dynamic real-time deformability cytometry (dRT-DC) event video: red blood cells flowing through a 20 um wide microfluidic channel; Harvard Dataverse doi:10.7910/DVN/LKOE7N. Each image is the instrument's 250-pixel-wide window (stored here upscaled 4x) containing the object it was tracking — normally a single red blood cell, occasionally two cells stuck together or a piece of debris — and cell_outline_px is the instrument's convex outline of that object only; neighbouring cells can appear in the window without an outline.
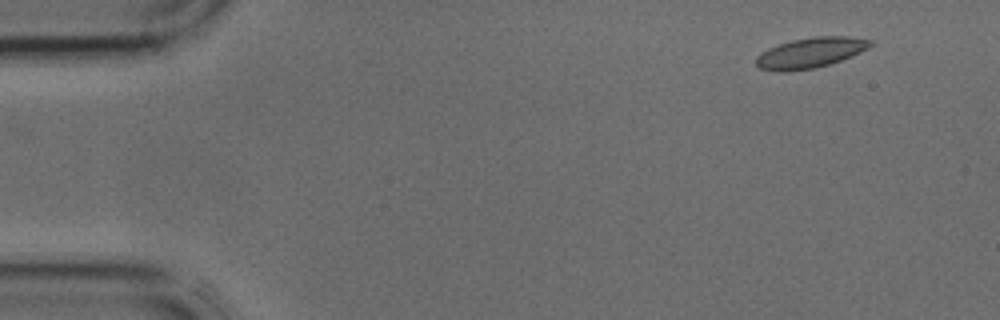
{"species": "common noctule bat (a hibernating species)", "species_latin": "Nyctalus noctula", "temperature_condition": "cold", "stored_images_in_passage": 4, "camera_frame_rate_fps": 3000, "um_per_image_px": 0.085, "animal": {"sex": "male", "body_mass_g": 17.9, "forearm_length_mm": 54.2}, "frame": {"image": 1, "passage_image": 1, "time_ms": 0.0, "image_size_px": [1000, 320], "cell_outline_px": [[872, 44], [868, 48], [852, 56], [828, 64], [812, 68], [788, 72], [776, 72], [760, 68], [756, 64], [756, 56], [768, 48], [792, 40], [816, 36], [848, 36], [872, 40]], "centroid_in_image_um": [68.87, 4.49], "position_along_channel_um": 16.1, "area_um2": 20.11}}
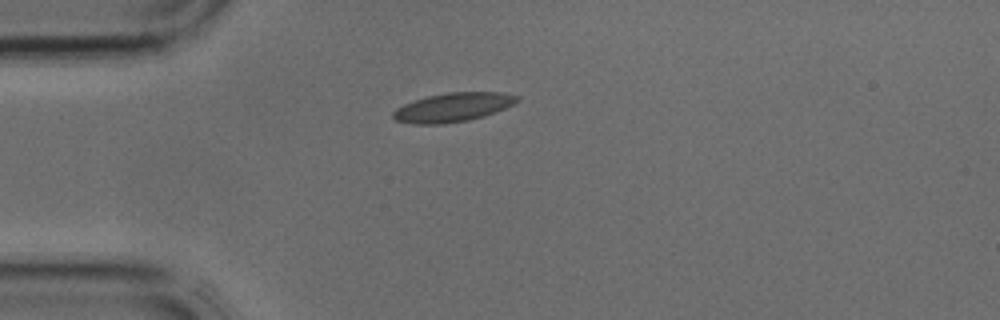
{"frame": {"image": 2, "passage_image": 3, "time_ms": 0.667, "image_size_px": [1000, 320], "cell_outline_px": [[520, 100], [504, 108], [484, 116], [468, 120], [444, 124], [412, 124], [396, 120], [392, 116], [392, 112], [396, 108], [404, 104], [428, 96], [448, 92], [500, 92], [520, 96]], "centroid_in_image_um": [38.49, 9.12], "position_along_channel_um": 46.5, "area_um2": 20.81}}
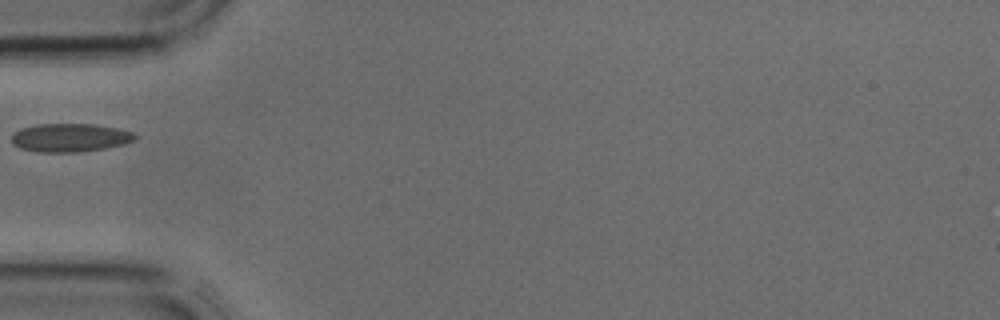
{"frame": {"image": 3, "passage_image": 4, "time_ms": 1.0, "image_size_px": [1000, 320], "cell_outline_px": [[136, 140], [124, 144], [104, 148], [80, 152], [36, 152], [20, 148], [12, 144], [12, 136], [20, 128], [36, 124], [92, 124], [116, 128], [136, 132]], "centroid_in_image_um": [5.96, 11.7], "position_along_channel_um": 79.0, "area_um2": 20.52}}